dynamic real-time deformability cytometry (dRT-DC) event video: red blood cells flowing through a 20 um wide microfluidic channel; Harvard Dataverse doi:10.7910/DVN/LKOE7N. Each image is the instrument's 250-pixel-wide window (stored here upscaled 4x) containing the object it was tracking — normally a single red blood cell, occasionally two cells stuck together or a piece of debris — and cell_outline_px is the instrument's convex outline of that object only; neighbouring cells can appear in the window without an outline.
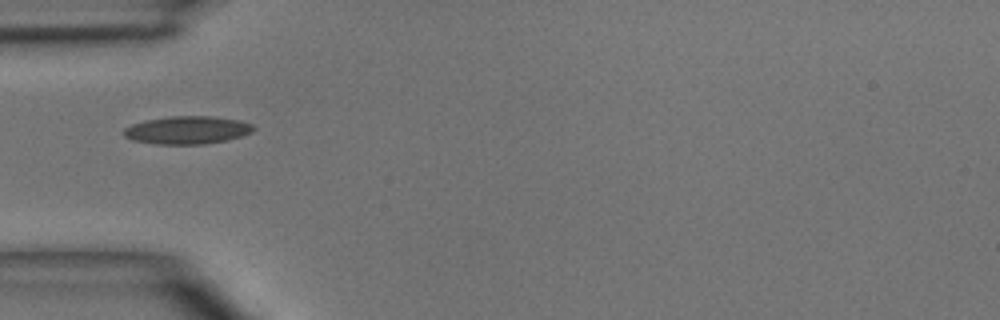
{"species": "common noctule bat (a hibernating species)", "species_latin": "Nyctalus noctula", "temperature_condition": "room temperature", "stored_images_in_passage": 6, "camera_frame_rate_fps": 3000, "um_per_image_px": 0.085, "animal": {"sex": "male", "body_mass_g": 15.6}, "frame": {"image": 1, "passage_image": 5, "time_ms": 4.667, "image_size_px": [1000, 320], "cell_outline_px": [[256, 128], [252, 132], [244, 136], [228, 140], [204, 144], [156, 144], [132, 140], [124, 136], [124, 128], [132, 124], [148, 120], [168, 116], [212, 116], [240, 120], [252, 124]], "centroid_in_image_um": [15.96, 11.06], "position_along_channel_um": 69.0, "area_um2": 21.21}}
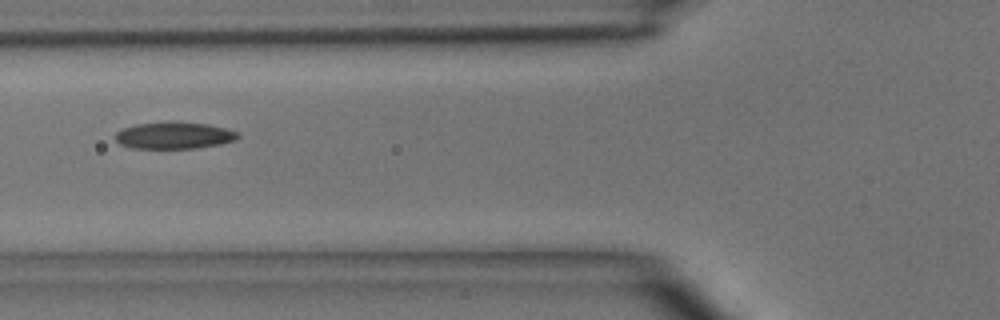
{"frame": {"image": 2, "passage_image": 6, "time_ms": 5.667, "image_size_px": [1000, 320], "cell_outline_px": [[240, 136], [236, 140], [220, 144], [196, 148], [132, 148], [120, 144], [116, 140], [116, 132], [124, 128], [136, 124], [168, 120], [176, 120], [208, 124], [240, 132]], "centroid_in_image_um": [14.82, 11.48], "position_along_channel_um": 111.0, "area_um2": 19.54}}